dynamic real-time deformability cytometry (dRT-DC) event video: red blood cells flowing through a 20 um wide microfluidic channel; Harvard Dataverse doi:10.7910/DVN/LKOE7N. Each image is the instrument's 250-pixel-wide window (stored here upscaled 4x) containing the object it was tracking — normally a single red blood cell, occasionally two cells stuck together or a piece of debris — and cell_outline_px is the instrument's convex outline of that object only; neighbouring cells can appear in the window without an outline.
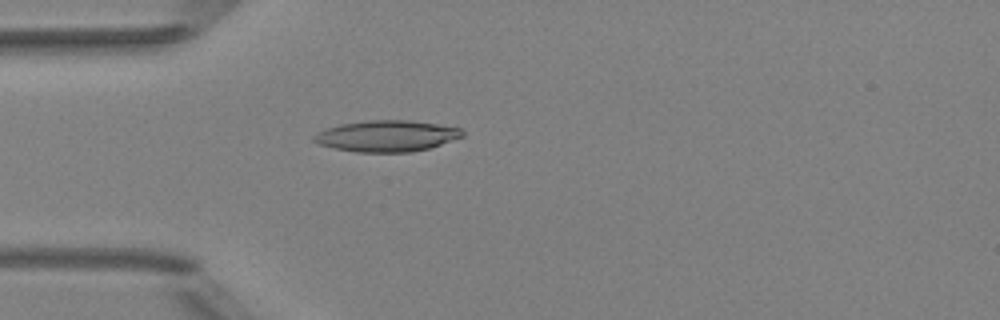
{"species": "Egyptian fruit bat (a non-hibernating species)", "species_latin": "Rousettus aegyptiacus", "temperature_condition": "room temperature", "stored_images_in_passage": 4, "camera_frame_rate_fps": 3000, "um_per_image_px": 0.085, "animal": {"sex": "female"}, "frame": {"image": 1, "passage_image": 4, "time_ms": 4.333, "image_size_px": [1000, 320], "cell_outline_px": [[464, 136], [428, 148], [412, 152], [356, 152], [332, 148], [320, 144], [312, 140], [312, 136], [324, 128], [340, 124], [368, 120], [412, 120], [460, 128], [464, 132]], "centroid_in_image_um": [32.83, 11.55], "position_along_channel_um": 52.2, "area_um2": 27.05}}